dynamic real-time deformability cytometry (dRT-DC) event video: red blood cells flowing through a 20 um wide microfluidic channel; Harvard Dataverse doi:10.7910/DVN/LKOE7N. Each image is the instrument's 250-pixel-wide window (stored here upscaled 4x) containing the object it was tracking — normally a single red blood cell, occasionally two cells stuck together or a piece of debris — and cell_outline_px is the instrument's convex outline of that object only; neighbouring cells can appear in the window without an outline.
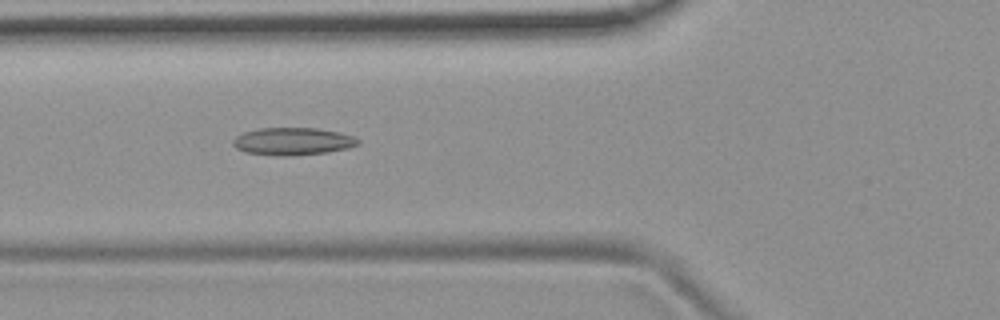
{"species": "common noctule bat (a hibernating species)", "species_latin": "Nyctalus noctula", "temperature_condition": "room temperature", "stored_images_in_passage": 48, "camera_frame_rate_fps": 3000, "um_per_image_px": 0.085, "animal": {"sex": "female", "body_mass_g": 19.9}, "frame": {"image": 1, "passage_image": 13, "time_ms": 4.0, "image_size_px": [1000, 320], "cell_outline_px": [[360, 144], [348, 148], [328, 152], [288, 156], [280, 156], [244, 152], [236, 148], [232, 144], [232, 140], [236, 136], [244, 132], [260, 128], [316, 128], [340, 132], [352, 136], [360, 140]], "centroid_in_image_um": [24.88, 12.02], "position_along_channel_um": 100.9, "area_um2": 20.11}}
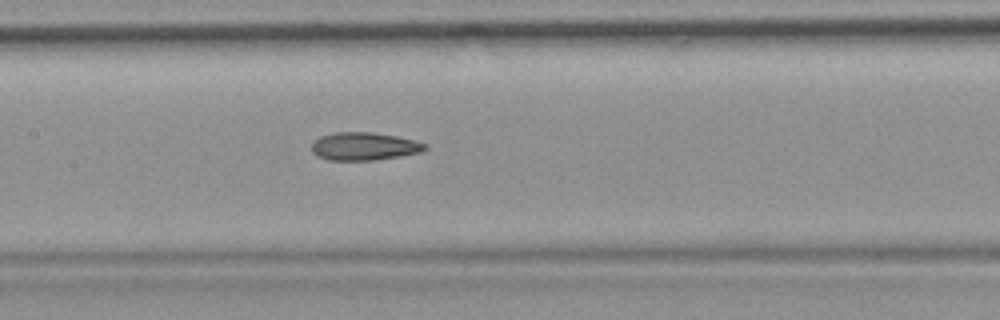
{"frame": {"image": 2, "passage_image": 19, "time_ms": 6.0, "image_size_px": [1000, 320], "cell_outline_px": [[428, 148], [424, 152], [400, 156], [372, 160], [328, 160], [312, 152], [312, 144], [320, 136], [332, 132], [372, 132], [396, 136], [416, 140], [428, 144]], "centroid_in_image_um": [31.01, 12.43], "position_along_channel_um": 176.4, "area_um2": 18.55}}
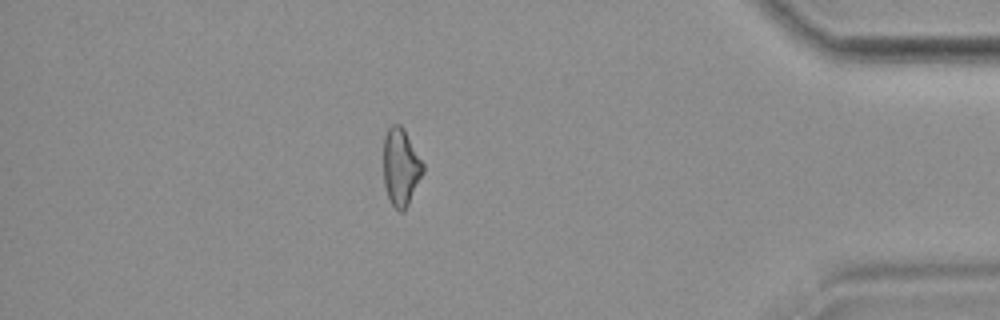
{"frame": {"image": 3, "passage_image": 40, "time_ms": 13.0, "image_size_px": [1000, 320], "cell_outline_px": [[424, 172], [404, 212], [400, 212], [388, 200], [384, 184], [384, 136], [388, 128], [392, 124], [400, 124], [404, 128], [424, 164]], "centroid_in_image_um": [34.07, 14.2], "position_along_channel_um": 401.1, "area_um2": 17.92}, "authors_computed_cell_mechanics": {"area_um2": 18.5538, "velocity_mm_per_s": 3.7682, "shape_relaxation_time_tau1_ms": null, "shape_relaxation_time_tau2_ms": 3.664, "deformation_change_tau1": null, "deformation_change_tau2": 0.1238}}